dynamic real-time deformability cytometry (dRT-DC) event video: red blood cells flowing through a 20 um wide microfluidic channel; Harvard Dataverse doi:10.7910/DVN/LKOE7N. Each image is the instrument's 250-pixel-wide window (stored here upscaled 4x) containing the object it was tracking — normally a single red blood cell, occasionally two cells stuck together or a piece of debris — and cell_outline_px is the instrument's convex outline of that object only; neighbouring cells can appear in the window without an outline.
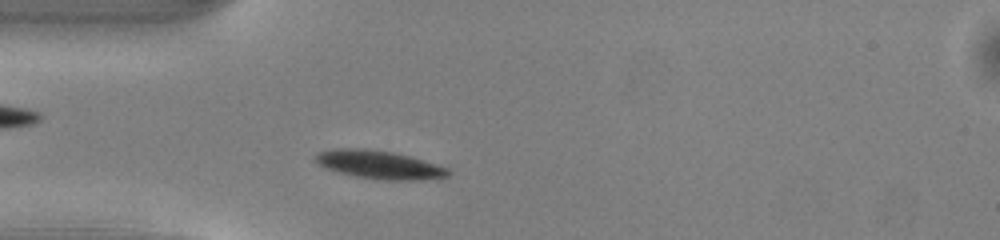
{"species": "common noctule bat (a hibernating species)", "species_latin": "Nyctalus noctula", "temperature_condition": "warm", "stored_images_in_passage": 44, "camera_frame_rate_fps": 3000, "um_per_image_px": 0.085, "animal": {"sex": "male", "body_mass_g": 13.0, "forearm_length_mm": 53.1}, "frame": {"image": 1, "passage_image": 7, "time_ms": 2.0, "image_size_px": [1000, 240], "cell_outline_px": [[452, 172], [448, 176], [420, 180], [384, 180], [356, 176], [340, 172], [328, 168], [320, 164], [316, 160], [316, 152], [332, 148], [364, 148], [392, 152], [408, 156], [448, 168]], "centroid_in_image_um": [32.24, 13.99], "position_along_channel_um": 52.8, "area_um2": 21.56}}
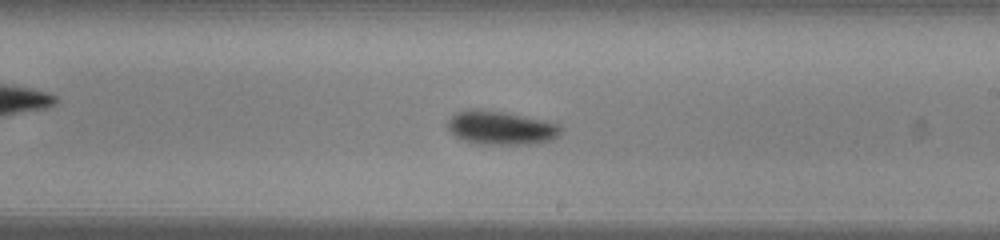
{"frame": {"image": 2, "passage_image": 22, "time_ms": 7.0, "image_size_px": [1000, 240], "cell_outline_px": [[564, 128], [560, 136], [552, 140], [532, 144], [480, 144], [460, 140], [448, 128], [448, 120], [456, 112], [476, 108], [504, 112], [544, 120], [560, 124]], "centroid_in_image_um": [42.62, 10.87], "position_along_channel_um": 246.4, "area_um2": 22.43}}
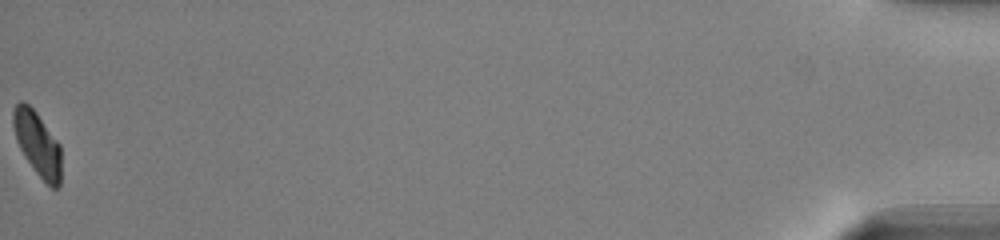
{"frame": {"image": 3, "passage_image": 44, "time_ms": 14.333, "image_size_px": [1000, 240], "cell_outline_px": [[60, 184], [56, 188], [52, 188], [36, 172], [20, 148], [16, 140], [12, 124], [12, 112], [16, 104], [20, 100], [24, 100], [36, 112], [60, 144]], "centroid_in_image_um": [3.16, 12.17], "position_along_channel_um": 432.0, "area_um2": 17.74}, "authors_computed_cell_mechanics": {"area_um2": 20.1722, "velocity_mm_per_s": 4.0139, "shape_relaxation_time_tau1_ms": 1.5069, "shape_relaxation_time_tau2_ms": null, "deformation_change_tau1": 0.1284, "deformation_change_tau2": null}}